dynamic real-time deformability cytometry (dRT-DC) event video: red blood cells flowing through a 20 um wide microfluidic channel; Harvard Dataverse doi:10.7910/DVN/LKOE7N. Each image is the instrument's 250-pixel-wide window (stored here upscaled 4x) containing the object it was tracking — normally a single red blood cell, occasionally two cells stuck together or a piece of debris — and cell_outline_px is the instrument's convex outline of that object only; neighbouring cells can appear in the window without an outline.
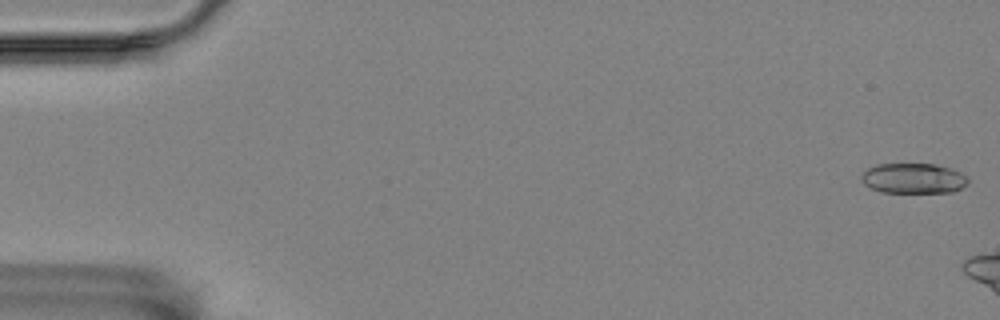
{"species": "Egyptian fruit bat (a non-hibernating species)", "species_latin": "Rousettus aegyptiacus", "temperature_condition": "room temperature", "stored_images_in_passage": 7, "camera_frame_rate_fps": 3000, "um_per_image_px": 0.085, "animal": {"sex": "female"}, "frame": {"image": 1, "passage_image": 1, "time_ms": 0.0, "image_size_px": [1000, 320], "cell_outline_px": [[968, 184], [952, 192], [880, 192], [864, 184], [860, 180], [860, 176], [868, 168], [876, 164], [932, 164], [952, 168], [968, 176]], "centroid_in_image_um": [77.64, 15.15], "position_along_channel_um": 7.4, "area_um2": 18.84}}